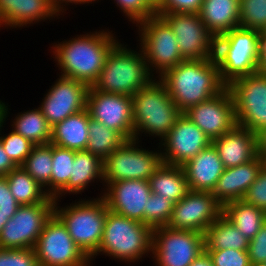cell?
Returning <instances> with one entry per match:
<instances>
[{
	"label": "cell",
	"mask_w": 266,
	"mask_h": 266,
	"mask_svg": "<svg viewBox=\"0 0 266 266\" xmlns=\"http://www.w3.org/2000/svg\"><path fill=\"white\" fill-rule=\"evenodd\" d=\"M260 36L262 41H266V26L260 30Z\"/></svg>",
	"instance_id": "11a10c76"
},
{
	"label": "cell",
	"mask_w": 266,
	"mask_h": 266,
	"mask_svg": "<svg viewBox=\"0 0 266 266\" xmlns=\"http://www.w3.org/2000/svg\"><path fill=\"white\" fill-rule=\"evenodd\" d=\"M75 150L53 145L51 197H55L69 182Z\"/></svg>",
	"instance_id": "e575fe53"
},
{
	"label": "cell",
	"mask_w": 266,
	"mask_h": 266,
	"mask_svg": "<svg viewBox=\"0 0 266 266\" xmlns=\"http://www.w3.org/2000/svg\"><path fill=\"white\" fill-rule=\"evenodd\" d=\"M90 114L85 108L52 126L50 143L75 151L85 150L89 139Z\"/></svg>",
	"instance_id": "484cf974"
},
{
	"label": "cell",
	"mask_w": 266,
	"mask_h": 266,
	"mask_svg": "<svg viewBox=\"0 0 266 266\" xmlns=\"http://www.w3.org/2000/svg\"><path fill=\"white\" fill-rule=\"evenodd\" d=\"M103 198L109 210L144 223V209L152 192L147 180H121L106 183Z\"/></svg>",
	"instance_id": "ffe728a7"
},
{
	"label": "cell",
	"mask_w": 266,
	"mask_h": 266,
	"mask_svg": "<svg viewBox=\"0 0 266 266\" xmlns=\"http://www.w3.org/2000/svg\"><path fill=\"white\" fill-rule=\"evenodd\" d=\"M18 166L11 160V158L4 151L0 141V176H7L13 169Z\"/></svg>",
	"instance_id": "bcb514c9"
},
{
	"label": "cell",
	"mask_w": 266,
	"mask_h": 266,
	"mask_svg": "<svg viewBox=\"0 0 266 266\" xmlns=\"http://www.w3.org/2000/svg\"><path fill=\"white\" fill-rule=\"evenodd\" d=\"M54 203V214L62 221L71 238L91 261L97 253L107 217V204L103 197L78 201L65 208ZM59 208V209H58Z\"/></svg>",
	"instance_id": "8992f818"
},
{
	"label": "cell",
	"mask_w": 266,
	"mask_h": 266,
	"mask_svg": "<svg viewBox=\"0 0 266 266\" xmlns=\"http://www.w3.org/2000/svg\"><path fill=\"white\" fill-rule=\"evenodd\" d=\"M204 236L205 250H248L249 239L223 214L207 228Z\"/></svg>",
	"instance_id": "f1b7e54d"
},
{
	"label": "cell",
	"mask_w": 266,
	"mask_h": 266,
	"mask_svg": "<svg viewBox=\"0 0 266 266\" xmlns=\"http://www.w3.org/2000/svg\"><path fill=\"white\" fill-rule=\"evenodd\" d=\"M182 167L189 190L202 192H212L225 169L212 144Z\"/></svg>",
	"instance_id": "603a6c76"
},
{
	"label": "cell",
	"mask_w": 266,
	"mask_h": 266,
	"mask_svg": "<svg viewBox=\"0 0 266 266\" xmlns=\"http://www.w3.org/2000/svg\"><path fill=\"white\" fill-rule=\"evenodd\" d=\"M9 190L19 205H32L43 202L49 195L43 187L21 166L13 169L7 176Z\"/></svg>",
	"instance_id": "1f68e13d"
},
{
	"label": "cell",
	"mask_w": 266,
	"mask_h": 266,
	"mask_svg": "<svg viewBox=\"0 0 266 266\" xmlns=\"http://www.w3.org/2000/svg\"><path fill=\"white\" fill-rule=\"evenodd\" d=\"M203 0H164L156 13H199Z\"/></svg>",
	"instance_id": "7bdbcfd3"
},
{
	"label": "cell",
	"mask_w": 266,
	"mask_h": 266,
	"mask_svg": "<svg viewBox=\"0 0 266 266\" xmlns=\"http://www.w3.org/2000/svg\"><path fill=\"white\" fill-rule=\"evenodd\" d=\"M171 27L184 60H204L215 56V37L197 13H156Z\"/></svg>",
	"instance_id": "5bb4252c"
},
{
	"label": "cell",
	"mask_w": 266,
	"mask_h": 266,
	"mask_svg": "<svg viewBox=\"0 0 266 266\" xmlns=\"http://www.w3.org/2000/svg\"><path fill=\"white\" fill-rule=\"evenodd\" d=\"M34 249L39 266H90V260L54 213L46 221Z\"/></svg>",
	"instance_id": "4fadbf2b"
},
{
	"label": "cell",
	"mask_w": 266,
	"mask_h": 266,
	"mask_svg": "<svg viewBox=\"0 0 266 266\" xmlns=\"http://www.w3.org/2000/svg\"><path fill=\"white\" fill-rule=\"evenodd\" d=\"M153 230L144 223L107 210L103 236L97 253L135 262L152 252Z\"/></svg>",
	"instance_id": "52a82bcc"
},
{
	"label": "cell",
	"mask_w": 266,
	"mask_h": 266,
	"mask_svg": "<svg viewBox=\"0 0 266 266\" xmlns=\"http://www.w3.org/2000/svg\"><path fill=\"white\" fill-rule=\"evenodd\" d=\"M6 104L3 103L2 101H0V131H1V128L3 127V123L8 115V106H5Z\"/></svg>",
	"instance_id": "816d5d0a"
},
{
	"label": "cell",
	"mask_w": 266,
	"mask_h": 266,
	"mask_svg": "<svg viewBox=\"0 0 266 266\" xmlns=\"http://www.w3.org/2000/svg\"><path fill=\"white\" fill-rule=\"evenodd\" d=\"M251 266H266V262L251 264Z\"/></svg>",
	"instance_id": "9f6ffc18"
},
{
	"label": "cell",
	"mask_w": 266,
	"mask_h": 266,
	"mask_svg": "<svg viewBox=\"0 0 266 266\" xmlns=\"http://www.w3.org/2000/svg\"><path fill=\"white\" fill-rule=\"evenodd\" d=\"M146 1L156 11L163 4L164 0H146Z\"/></svg>",
	"instance_id": "f5cc1de1"
},
{
	"label": "cell",
	"mask_w": 266,
	"mask_h": 266,
	"mask_svg": "<svg viewBox=\"0 0 266 266\" xmlns=\"http://www.w3.org/2000/svg\"><path fill=\"white\" fill-rule=\"evenodd\" d=\"M103 160L86 150L75 151L72 174L68 184L54 197L57 201L60 195L80 193L95 179L103 180ZM82 190V191H81ZM63 193V194H62ZM59 197V198H58Z\"/></svg>",
	"instance_id": "4316f807"
},
{
	"label": "cell",
	"mask_w": 266,
	"mask_h": 266,
	"mask_svg": "<svg viewBox=\"0 0 266 266\" xmlns=\"http://www.w3.org/2000/svg\"><path fill=\"white\" fill-rule=\"evenodd\" d=\"M136 24L139 26V32L141 31L140 47L151 73V67H155L154 70L161 76L166 70L184 61L176 36L160 15L155 14Z\"/></svg>",
	"instance_id": "30bf717a"
},
{
	"label": "cell",
	"mask_w": 266,
	"mask_h": 266,
	"mask_svg": "<svg viewBox=\"0 0 266 266\" xmlns=\"http://www.w3.org/2000/svg\"><path fill=\"white\" fill-rule=\"evenodd\" d=\"M52 158L53 144L35 145L30 155L21 165L44 188L49 196H51Z\"/></svg>",
	"instance_id": "d6a6232c"
},
{
	"label": "cell",
	"mask_w": 266,
	"mask_h": 266,
	"mask_svg": "<svg viewBox=\"0 0 266 266\" xmlns=\"http://www.w3.org/2000/svg\"><path fill=\"white\" fill-rule=\"evenodd\" d=\"M94 2L95 0H50L51 6L52 8L60 15L61 11L64 10L63 6L61 7V4L63 2H65V4L67 3H74V4H85V3H90V2Z\"/></svg>",
	"instance_id": "681fc988"
},
{
	"label": "cell",
	"mask_w": 266,
	"mask_h": 266,
	"mask_svg": "<svg viewBox=\"0 0 266 266\" xmlns=\"http://www.w3.org/2000/svg\"><path fill=\"white\" fill-rule=\"evenodd\" d=\"M162 162L182 166L212 144L205 133L183 113L162 139Z\"/></svg>",
	"instance_id": "ac0fdd59"
},
{
	"label": "cell",
	"mask_w": 266,
	"mask_h": 266,
	"mask_svg": "<svg viewBox=\"0 0 266 266\" xmlns=\"http://www.w3.org/2000/svg\"><path fill=\"white\" fill-rule=\"evenodd\" d=\"M118 7L132 22H141L156 14L146 0H115Z\"/></svg>",
	"instance_id": "b9f144b4"
},
{
	"label": "cell",
	"mask_w": 266,
	"mask_h": 266,
	"mask_svg": "<svg viewBox=\"0 0 266 266\" xmlns=\"http://www.w3.org/2000/svg\"><path fill=\"white\" fill-rule=\"evenodd\" d=\"M257 72L266 76V41H260V57Z\"/></svg>",
	"instance_id": "c3c4849f"
},
{
	"label": "cell",
	"mask_w": 266,
	"mask_h": 266,
	"mask_svg": "<svg viewBox=\"0 0 266 266\" xmlns=\"http://www.w3.org/2000/svg\"><path fill=\"white\" fill-rule=\"evenodd\" d=\"M257 151L258 154L266 160V128L259 131L257 134Z\"/></svg>",
	"instance_id": "7dc6e473"
},
{
	"label": "cell",
	"mask_w": 266,
	"mask_h": 266,
	"mask_svg": "<svg viewBox=\"0 0 266 266\" xmlns=\"http://www.w3.org/2000/svg\"><path fill=\"white\" fill-rule=\"evenodd\" d=\"M134 135L139 140L140 131L162 139L175 125L182 112L175 105L164 84L154 79L132 96Z\"/></svg>",
	"instance_id": "5b68a950"
},
{
	"label": "cell",
	"mask_w": 266,
	"mask_h": 266,
	"mask_svg": "<svg viewBox=\"0 0 266 266\" xmlns=\"http://www.w3.org/2000/svg\"><path fill=\"white\" fill-rule=\"evenodd\" d=\"M265 164L266 160L258 154L247 163L224 169L212 191L213 196L222 206L242 200Z\"/></svg>",
	"instance_id": "44dd1931"
},
{
	"label": "cell",
	"mask_w": 266,
	"mask_h": 266,
	"mask_svg": "<svg viewBox=\"0 0 266 266\" xmlns=\"http://www.w3.org/2000/svg\"><path fill=\"white\" fill-rule=\"evenodd\" d=\"M8 217L7 215H4L0 212V233H1V230L3 228V226L6 224V222L8 221Z\"/></svg>",
	"instance_id": "db71d44e"
},
{
	"label": "cell",
	"mask_w": 266,
	"mask_h": 266,
	"mask_svg": "<svg viewBox=\"0 0 266 266\" xmlns=\"http://www.w3.org/2000/svg\"><path fill=\"white\" fill-rule=\"evenodd\" d=\"M242 200L266 212V164L261 168Z\"/></svg>",
	"instance_id": "60d3db41"
},
{
	"label": "cell",
	"mask_w": 266,
	"mask_h": 266,
	"mask_svg": "<svg viewBox=\"0 0 266 266\" xmlns=\"http://www.w3.org/2000/svg\"><path fill=\"white\" fill-rule=\"evenodd\" d=\"M239 27L261 30L266 26V0H240Z\"/></svg>",
	"instance_id": "8d00e7d4"
},
{
	"label": "cell",
	"mask_w": 266,
	"mask_h": 266,
	"mask_svg": "<svg viewBox=\"0 0 266 266\" xmlns=\"http://www.w3.org/2000/svg\"><path fill=\"white\" fill-rule=\"evenodd\" d=\"M224 168L236 167L253 160L257 155V135L236 125L231 131L212 141Z\"/></svg>",
	"instance_id": "7402d4cb"
},
{
	"label": "cell",
	"mask_w": 266,
	"mask_h": 266,
	"mask_svg": "<svg viewBox=\"0 0 266 266\" xmlns=\"http://www.w3.org/2000/svg\"><path fill=\"white\" fill-rule=\"evenodd\" d=\"M189 266H213L212 261L206 252H203Z\"/></svg>",
	"instance_id": "f907efd6"
},
{
	"label": "cell",
	"mask_w": 266,
	"mask_h": 266,
	"mask_svg": "<svg viewBox=\"0 0 266 266\" xmlns=\"http://www.w3.org/2000/svg\"><path fill=\"white\" fill-rule=\"evenodd\" d=\"M148 182L151 192L173 203L180 201L189 191L182 166L162 163Z\"/></svg>",
	"instance_id": "83f0119b"
},
{
	"label": "cell",
	"mask_w": 266,
	"mask_h": 266,
	"mask_svg": "<svg viewBox=\"0 0 266 266\" xmlns=\"http://www.w3.org/2000/svg\"><path fill=\"white\" fill-rule=\"evenodd\" d=\"M239 5L240 0H203L198 15L216 38L239 27Z\"/></svg>",
	"instance_id": "d4e9b609"
},
{
	"label": "cell",
	"mask_w": 266,
	"mask_h": 266,
	"mask_svg": "<svg viewBox=\"0 0 266 266\" xmlns=\"http://www.w3.org/2000/svg\"><path fill=\"white\" fill-rule=\"evenodd\" d=\"M147 202V208L144 209V224L152 230L167 226L172 215L174 203L153 192Z\"/></svg>",
	"instance_id": "d590c367"
},
{
	"label": "cell",
	"mask_w": 266,
	"mask_h": 266,
	"mask_svg": "<svg viewBox=\"0 0 266 266\" xmlns=\"http://www.w3.org/2000/svg\"><path fill=\"white\" fill-rule=\"evenodd\" d=\"M129 50L117 42L105 59L93 88L105 93L132 97L139 89L153 81L143 51ZM136 52V53H135ZM152 76V77H151Z\"/></svg>",
	"instance_id": "3957f363"
},
{
	"label": "cell",
	"mask_w": 266,
	"mask_h": 266,
	"mask_svg": "<svg viewBox=\"0 0 266 266\" xmlns=\"http://www.w3.org/2000/svg\"><path fill=\"white\" fill-rule=\"evenodd\" d=\"M88 131L89 139L85 150L103 161L126 142L119 132L93 119L89 121Z\"/></svg>",
	"instance_id": "836d02e7"
},
{
	"label": "cell",
	"mask_w": 266,
	"mask_h": 266,
	"mask_svg": "<svg viewBox=\"0 0 266 266\" xmlns=\"http://www.w3.org/2000/svg\"><path fill=\"white\" fill-rule=\"evenodd\" d=\"M205 252L204 234L158 227L152 232V254L158 266H189Z\"/></svg>",
	"instance_id": "9c48e42d"
},
{
	"label": "cell",
	"mask_w": 266,
	"mask_h": 266,
	"mask_svg": "<svg viewBox=\"0 0 266 266\" xmlns=\"http://www.w3.org/2000/svg\"><path fill=\"white\" fill-rule=\"evenodd\" d=\"M223 213V206L212 192L192 191L174 203L167 226L173 229L191 230L205 234L207 228Z\"/></svg>",
	"instance_id": "9a60e30c"
},
{
	"label": "cell",
	"mask_w": 266,
	"mask_h": 266,
	"mask_svg": "<svg viewBox=\"0 0 266 266\" xmlns=\"http://www.w3.org/2000/svg\"><path fill=\"white\" fill-rule=\"evenodd\" d=\"M222 214L249 240L260 231L266 222L265 211L248 205L243 200L225 204Z\"/></svg>",
	"instance_id": "f546056e"
},
{
	"label": "cell",
	"mask_w": 266,
	"mask_h": 266,
	"mask_svg": "<svg viewBox=\"0 0 266 266\" xmlns=\"http://www.w3.org/2000/svg\"><path fill=\"white\" fill-rule=\"evenodd\" d=\"M59 77L39 107L51 126L84 110L87 104V84L72 78Z\"/></svg>",
	"instance_id": "d6986e66"
},
{
	"label": "cell",
	"mask_w": 266,
	"mask_h": 266,
	"mask_svg": "<svg viewBox=\"0 0 266 266\" xmlns=\"http://www.w3.org/2000/svg\"><path fill=\"white\" fill-rule=\"evenodd\" d=\"M53 197L32 205H20L0 233L1 249L34 248L46 221L54 213Z\"/></svg>",
	"instance_id": "8fae6325"
},
{
	"label": "cell",
	"mask_w": 266,
	"mask_h": 266,
	"mask_svg": "<svg viewBox=\"0 0 266 266\" xmlns=\"http://www.w3.org/2000/svg\"><path fill=\"white\" fill-rule=\"evenodd\" d=\"M19 206L9 190L6 177L0 176V212L10 219L17 212Z\"/></svg>",
	"instance_id": "f6af8a7d"
},
{
	"label": "cell",
	"mask_w": 266,
	"mask_h": 266,
	"mask_svg": "<svg viewBox=\"0 0 266 266\" xmlns=\"http://www.w3.org/2000/svg\"><path fill=\"white\" fill-rule=\"evenodd\" d=\"M58 15L50 0H0V18L6 27H23Z\"/></svg>",
	"instance_id": "cb8c5ba5"
},
{
	"label": "cell",
	"mask_w": 266,
	"mask_h": 266,
	"mask_svg": "<svg viewBox=\"0 0 266 266\" xmlns=\"http://www.w3.org/2000/svg\"><path fill=\"white\" fill-rule=\"evenodd\" d=\"M183 114L211 141L237 125L233 98L227 87L209 100L188 108Z\"/></svg>",
	"instance_id": "e0dca14e"
},
{
	"label": "cell",
	"mask_w": 266,
	"mask_h": 266,
	"mask_svg": "<svg viewBox=\"0 0 266 266\" xmlns=\"http://www.w3.org/2000/svg\"><path fill=\"white\" fill-rule=\"evenodd\" d=\"M13 130L29 139L34 145L50 144L52 126L42 114L41 109L30 110L18 114L13 121Z\"/></svg>",
	"instance_id": "4dcf8cb0"
},
{
	"label": "cell",
	"mask_w": 266,
	"mask_h": 266,
	"mask_svg": "<svg viewBox=\"0 0 266 266\" xmlns=\"http://www.w3.org/2000/svg\"><path fill=\"white\" fill-rule=\"evenodd\" d=\"M0 266H39V263L34 248H0Z\"/></svg>",
	"instance_id": "ab89813d"
},
{
	"label": "cell",
	"mask_w": 266,
	"mask_h": 266,
	"mask_svg": "<svg viewBox=\"0 0 266 266\" xmlns=\"http://www.w3.org/2000/svg\"><path fill=\"white\" fill-rule=\"evenodd\" d=\"M135 139L126 140L103 161V181L147 180L161 166V152L146 151L136 146Z\"/></svg>",
	"instance_id": "ba28073f"
},
{
	"label": "cell",
	"mask_w": 266,
	"mask_h": 266,
	"mask_svg": "<svg viewBox=\"0 0 266 266\" xmlns=\"http://www.w3.org/2000/svg\"><path fill=\"white\" fill-rule=\"evenodd\" d=\"M213 266H251L248 251L225 249L205 250Z\"/></svg>",
	"instance_id": "f35d334b"
},
{
	"label": "cell",
	"mask_w": 266,
	"mask_h": 266,
	"mask_svg": "<svg viewBox=\"0 0 266 266\" xmlns=\"http://www.w3.org/2000/svg\"><path fill=\"white\" fill-rule=\"evenodd\" d=\"M158 79L182 113L216 96L227 87L221 81L215 57L184 60L166 70Z\"/></svg>",
	"instance_id": "6da1fadb"
},
{
	"label": "cell",
	"mask_w": 266,
	"mask_h": 266,
	"mask_svg": "<svg viewBox=\"0 0 266 266\" xmlns=\"http://www.w3.org/2000/svg\"><path fill=\"white\" fill-rule=\"evenodd\" d=\"M0 141L4 151L17 166L23 164L35 146L29 139L24 138L14 130L4 137L0 136Z\"/></svg>",
	"instance_id": "74e56055"
},
{
	"label": "cell",
	"mask_w": 266,
	"mask_h": 266,
	"mask_svg": "<svg viewBox=\"0 0 266 266\" xmlns=\"http://www.w3.org/2000/svg\"><path fill=\"white\" fill-rule=\"evenodd\" d=\"M247 251L251 264L266 262V222L260 231L249 240Z\"/></svg>",
	"instance_id": "ee69618b"
},
{
	"label": "cell",
	"mask_w": 266,
	"mask_h": 266,
	"mask_svg": "<svg viewBox=\"0 0 266 266\" xmlns=\"http://www.w3.org/2000/svg\"><path fill=\"white\" fill-rule=\"evenodd\" d=\"M237 125L257 134L266 128V76L258 72L231 82Z\"/></svg>",
	"instance_id": "7c38bea8"
},
{
	"label": "cell",
	"mask_w": 266,
	"mask_h": 266,
	"mask_svg": "<svg viewBox=\"0 0 266 266\" xmlns=\"http://www.w3.org/2000/svg\"><path fill=\"white\" fill-rule=\"evenodd\" d=\"M260 31L237 27L215 38V60L221 81L234 80L257 72L260 57Z\"/></svg>",
	"instance_id": "277c9868"
},
{
	"label": "cell",
	"mask_w": 266,
	"mask_h": 266,
	"mask_svg": "<svg viewBox=\"0 0 266 266\" xmlns=\"http://www.w3.org/2000/svg\"><path fill=\"white\" fill-rule=\"evenodd\" d=\"M117 42L111 32L102 30L56 44L53 53L61 76L93 86L108 52Z\"/></svg>",
	"instance_id": "7a4b0ae2"
},
{
	"label": "cell",
	"mask_w": 266,
	"mask_h": 266,
	"mask_svg": "<svg viewBox=\"0 0 266 266\" xmlns=\"http://www.w3.org/2000/svg\"><path fill=\"white\" fill-rule=\"evenodd\" d=\"M86 108L90 118L116 130L126 140L134 135L132 97L89 87Z\"/></svg>",
	"instance_id": "2e32d148"
}]
</instances>
